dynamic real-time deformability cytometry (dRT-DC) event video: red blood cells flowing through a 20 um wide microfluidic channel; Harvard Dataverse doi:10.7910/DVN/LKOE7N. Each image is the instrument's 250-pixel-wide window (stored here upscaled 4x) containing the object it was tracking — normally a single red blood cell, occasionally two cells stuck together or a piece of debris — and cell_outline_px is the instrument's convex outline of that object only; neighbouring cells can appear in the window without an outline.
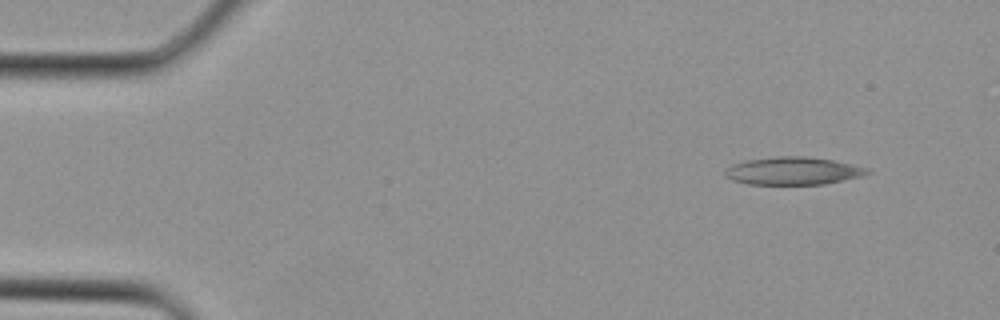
{"species": "Egyptian fruit bat (a non-hibernating species)", "species_latin": "Rousettus aegyptiacus", "temperature_condition": "cold", "stored_images_in_passage": 3, "camera_frame_rate_fps": 3000, "um_per_image_px": 0.085, "animal": {"sex": "female"}, "frame": {"image": 1, "passage_image": 1, "time_ms": 0.0, "image_size_px": [1000, 320], "cell_outline_px": [[872, 172], [860, 176], [844, 180], [824, 184], [748, 184], [732, 180], [724, 176], [724, 172], [732, 164], [748, 160], [780, 156], [804, 156], [832, 160], [864, 168]], "centroid_in_image_um": [67.35, 14.53], "position_along_channel_um": 17.6, "area_um2": 22.6}}
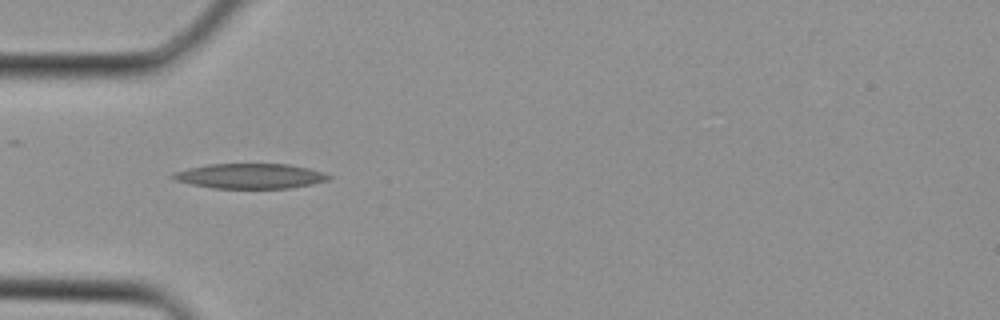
{"frame": {"image": 2, "passage_image": 3, "time_ms": 0.667, "image_size_px": [1000, 320], "cell_outline_px": [[332, 176], [328, 180], [312, 184], [288, 188], [212, 188], [192, 184], [176, 180], [168, 176], [172, 172], [188, 168], [208, 164], [288, 164], [308, 168], [324, 172]], "centroid_in_image_um": [21.24, 14.96], "position_along_channel_um": 63.8, "area_um2": 22.72}}